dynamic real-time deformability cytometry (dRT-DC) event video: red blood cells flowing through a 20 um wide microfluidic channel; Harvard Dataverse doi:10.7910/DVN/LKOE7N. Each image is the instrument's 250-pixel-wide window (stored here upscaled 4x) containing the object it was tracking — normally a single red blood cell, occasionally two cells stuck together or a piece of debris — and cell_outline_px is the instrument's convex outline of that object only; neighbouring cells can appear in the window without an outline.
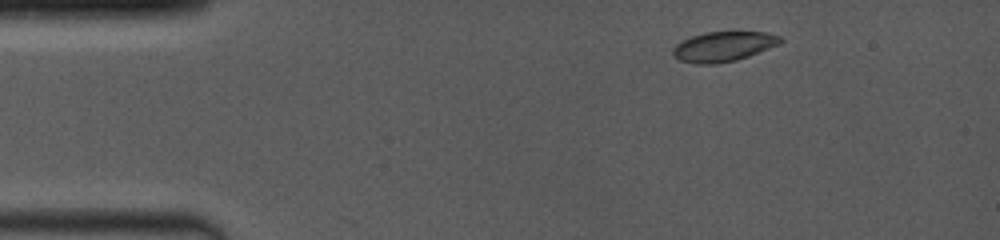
{"species": "common noctule bat (a hibernating species)", "species_latin": "Nyctalus noctula", "temperature_condition": "room temperature", "stored_images_in_passage": 6, "camera_frame_rate_fps": 4000, "um_per_image_px": 0.085, "animal": {"sex": "female", "body_mass_g": 19.0, "forearm_length_mm": 53.3}, "frame": {"image": 1, "passage_image": 1, "time_ms": 0.0, "image_size_px": [1000, 240], "cell_outline_px": [[784, 40], [780, 44], [748, 56], [736, 60], [716, 64], [696, 64], [680, 60], [672, 56], [672, 48], [676, 44], [692, 36], [708, 32], [764, 32], [780, 36]], "centroid_in_image_um": [61.48, 3.96], "position_along_channel_um": 23.5, "area_um2": 18.67}}
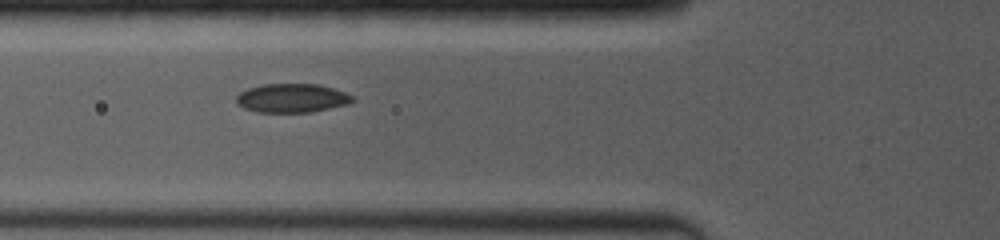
{"frame": {"image": 2, "passage_image": 5, "time_ms": 3.75, "image_size_px": [1000, 240], "cell_outline_px": [[356, 100], [348, 104], [312, 112], [256, 112], [244, 108], [236, 104], [236, 96], [240, 92], [248, 88], [264, 84], [316, 84], [332, 88], [344, 92], [352, 96]], "centroid_in_image_um": [24.79, 8.34], "position_along_channel_um": 101.0, "area_um2": 19.54}}
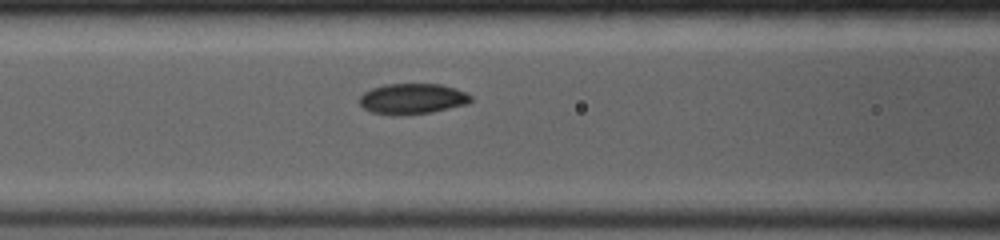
{"frame": {"image": 3, "passage_image": 6, "time_ms": 4.5, "image_size_px": [1000, 240], "cell_outline_px": [[472, 100], [468, 104], [432, 112], [392, 116], [372, 112], [364, 108], [360, 104], [360, 96], [364, 92], [372, 88], [384, 84], [440, 84], [456, 88], [472, 96]], "centroid_in_image_um": [35.06, 8.4], "position_along_channel_um": 131.5, "area_um2": 19.94}}